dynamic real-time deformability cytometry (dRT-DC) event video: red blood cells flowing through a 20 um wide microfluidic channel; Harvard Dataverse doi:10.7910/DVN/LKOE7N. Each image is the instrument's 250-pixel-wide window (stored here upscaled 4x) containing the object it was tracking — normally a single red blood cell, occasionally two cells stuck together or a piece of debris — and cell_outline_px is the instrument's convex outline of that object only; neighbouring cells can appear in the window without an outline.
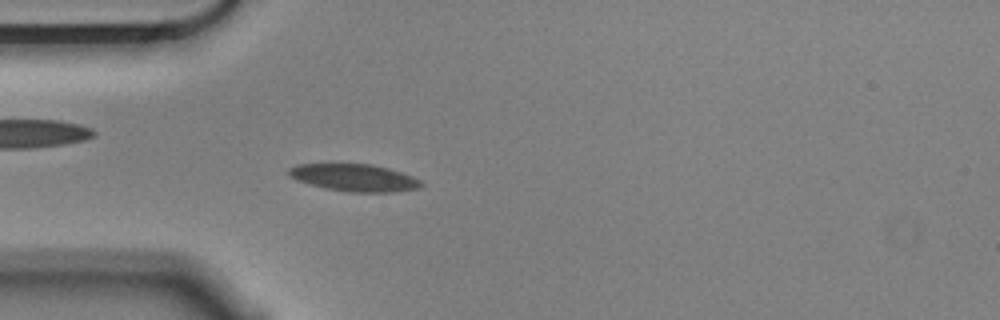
{"species": "Egyptian fruit bat (a non-hibernating species)", "species_latin": "Rousettus aegyptiacus", "temperature_condition": "cold", "stored_images_in_passage": 55, "camera_frame_rate_fps": 3000, "um_per_image_px": 0.085, "animal": {"sex": "male"}, "frame": {"image": 1, "passage_image": 15, "time_ms": 4.667, "image_size_px": [1000, 320], "cell_outline_px": [[424, 184], [420, 188], [396, 192], [348, 192], [308, 184], [296, 180], [288, 176], [288, 168], [296, 164], [372, 164], [388, 168], [412, 176], [420, 180]], "centroid_in_image_um": [30.11, 15.1], "position_along_channel_um": 54.9, "area_um2": 21.1}}
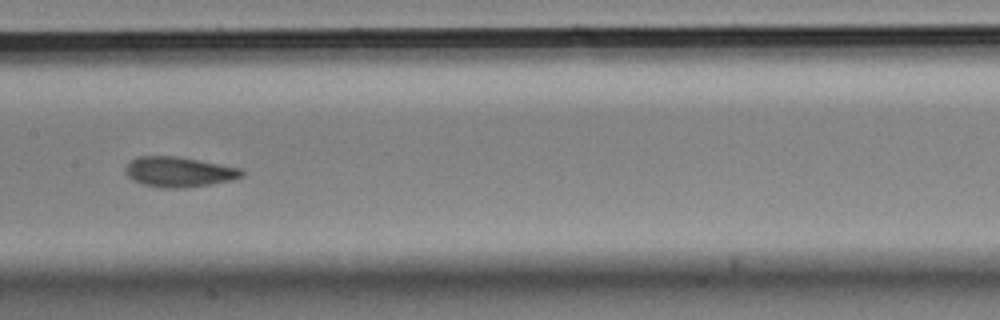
{"frame": {"image": 2, "passage_image": 27, "time_ms": 8.667, "image_size_px": [1000, 320], "cell_outline_px": [[244, 176], [232, 180], [212, 184], [184, 188], [160, 188], [144, 184], [132, 180], [124, 172], [124, 168], [132, 160], [140, 156], [176, 156], [240, 168], [244, 172]], "centroid_in_image_um": [15.2, 14.62], "position_along_channel_um": 192.2, "area_um2": 20.4}}
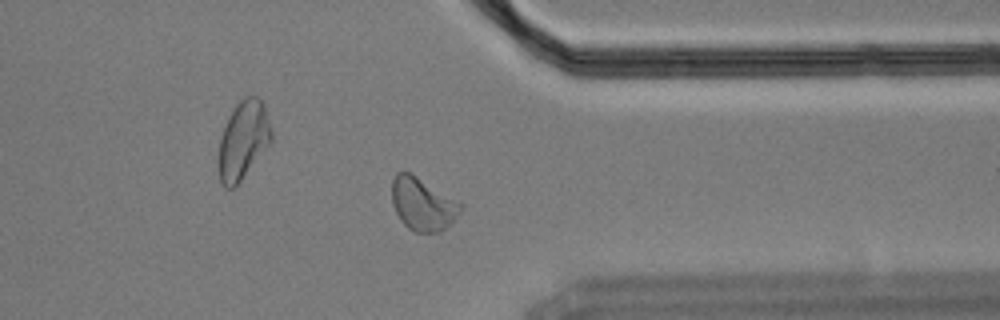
{"frame": {"image": 3, "passage_image": 43, "time_ms": 14.0, "image_size_px": [1000, 320], "cell_outline_px": [[464, 208], [440, 232], [416, 232], [408, 228], [400, 220], [392, 204], [392, 180], [396, 172], [408, 172], [416, 176], [464, 204]], "centroid_in_image_um": [35.91, 17.34], "position_along_channel_um": 375.5, "area_um2": 20.92}, "authors_computed_cell_mechanics": {"area_um2": 20.4034, "velocity_mm_per_s": 3.5362, "shape_relaxation_time_tau1_ms": 4.7505, "shape_relaxation_time_tau2_ms": 1.515, "deformation_change_tau1": 0.1412, "deformation_change_tau2": 0.0719}}